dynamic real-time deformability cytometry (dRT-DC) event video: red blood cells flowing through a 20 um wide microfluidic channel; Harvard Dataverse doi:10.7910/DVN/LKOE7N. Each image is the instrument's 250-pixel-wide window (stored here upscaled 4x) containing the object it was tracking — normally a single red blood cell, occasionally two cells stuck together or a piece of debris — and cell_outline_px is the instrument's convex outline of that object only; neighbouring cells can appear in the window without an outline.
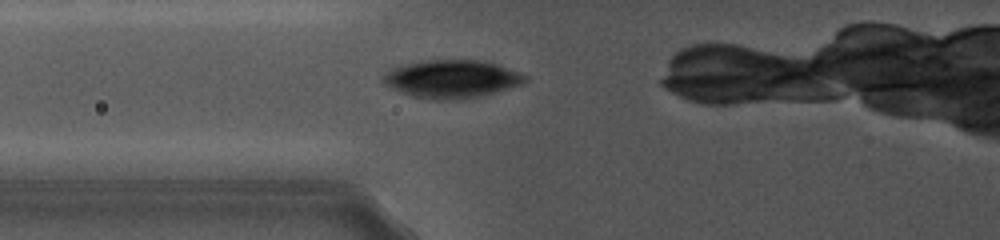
{"species": "common noctule bat (a hibernating species)", "species_latin": "Nyctalus noctula", "temperature_condition": "cold", "stored_images_in_passage": 2, "camera_frame_rate_fps": 5000, "um_per_image_px": 0.085, "animal": {"sex": "female", "body_mass_g": 19.0, "forearm_length_mm": 56.7}, "frame": {"image": 1, "passage_image": 2, "time_ms": 1.2, "image_size_px": [1000, 240], "cell_outline_px": [[528, 80], [524, 84], [484, 96], [456, 100], [432, 100], [412, 96], [400, 92], [384, 84], [380, 80], [384, 72], [400, 64], [424, 60], [484, 60], [520, 72], [528, 76]], "centroid_in_image_um": [38.39, 6.72], "position_along_channel_um": 87.4, "area_um2": 32.14}}